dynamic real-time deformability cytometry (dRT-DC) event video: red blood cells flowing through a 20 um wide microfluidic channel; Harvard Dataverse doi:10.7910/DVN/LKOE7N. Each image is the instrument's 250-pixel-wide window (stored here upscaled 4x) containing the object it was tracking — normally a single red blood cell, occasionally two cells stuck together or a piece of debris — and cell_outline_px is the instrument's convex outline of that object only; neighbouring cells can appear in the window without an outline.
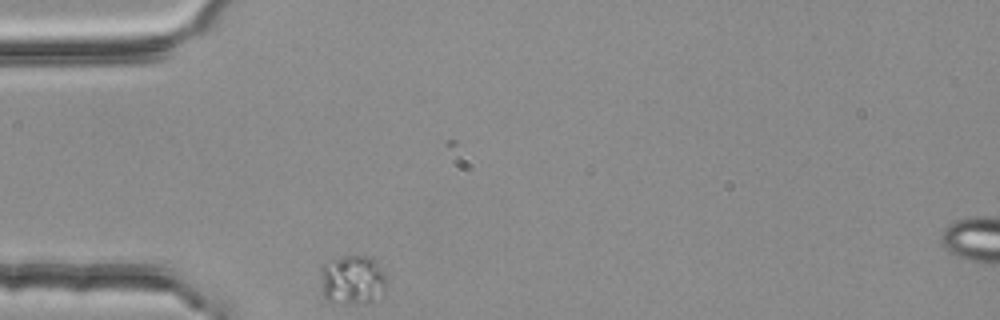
{"species": "common noctule bat (a hibernating species)", "species_latin": "Nyctalus noctula", "temperature_condition": "room temperature", "stored_images_in_passage": 4, "camera_frame_rate_fps": 3000, "um_per_image_px": 0.085, "animal": {"sex": "female", "body_mass_g": 25.1}, "frame": {"image": 1, "passage_image": 1, "time_ms": 0.0, "image_size_px": [1000, 320], "cell_outline_px": [[384, 292], [368, 304], [356, 304], [328, 300], [324, 296], [320, 268], [324, 264], [332, 260], [344, 256], [372, 256], [384, 272]], "centroid_in_image_um": [29.97, 23.78], "position_along_channel_um": 55.0, "area_um2": 18.79}}